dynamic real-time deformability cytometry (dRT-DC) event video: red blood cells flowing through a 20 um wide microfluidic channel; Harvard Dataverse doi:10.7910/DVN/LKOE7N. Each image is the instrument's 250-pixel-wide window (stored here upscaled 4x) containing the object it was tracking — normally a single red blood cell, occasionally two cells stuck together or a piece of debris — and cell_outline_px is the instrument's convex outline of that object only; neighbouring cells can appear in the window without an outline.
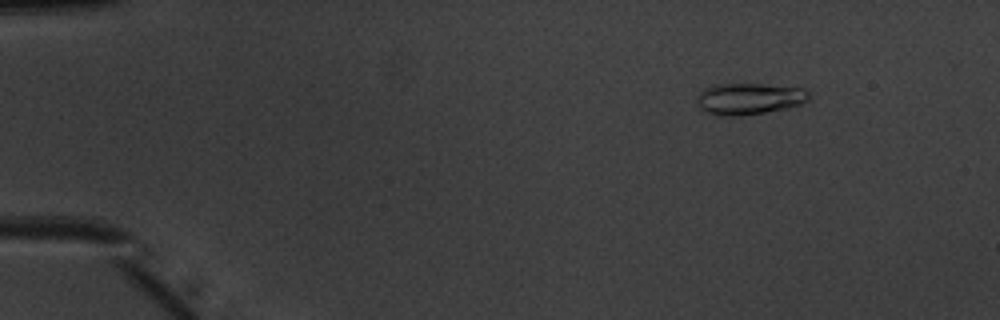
{"species": "common noctule bat (a hibernating species)", "species_latin": "Nyctalus noctula", "temperature_condition": "warm", "stored_images_in_passage": 15, "camera_frame_rate_fps": 3000, "um_per_image_px": 0.085, "animal": {"sex": "male", "body_mass_g": 20.1, "forearm_length_mm": 53.5}, "frame": {"image": 1, "passage_image": 7, "time_ms": 2.0, "image_size_px": [1000, 320], "cell_outline_px": [[808, 100], [800, 104], [788, 108], [740, 116], [716, 116], [704, 112], [700, 108], [696, 100], [696, 96], [704, 88], [712, 84], [764, 84], [804, 88], [808, 92]], "centroid_in_image_um": [63.62, 8.4], "position_along_channel_um": 21.4, "area_um2": 20.81}}